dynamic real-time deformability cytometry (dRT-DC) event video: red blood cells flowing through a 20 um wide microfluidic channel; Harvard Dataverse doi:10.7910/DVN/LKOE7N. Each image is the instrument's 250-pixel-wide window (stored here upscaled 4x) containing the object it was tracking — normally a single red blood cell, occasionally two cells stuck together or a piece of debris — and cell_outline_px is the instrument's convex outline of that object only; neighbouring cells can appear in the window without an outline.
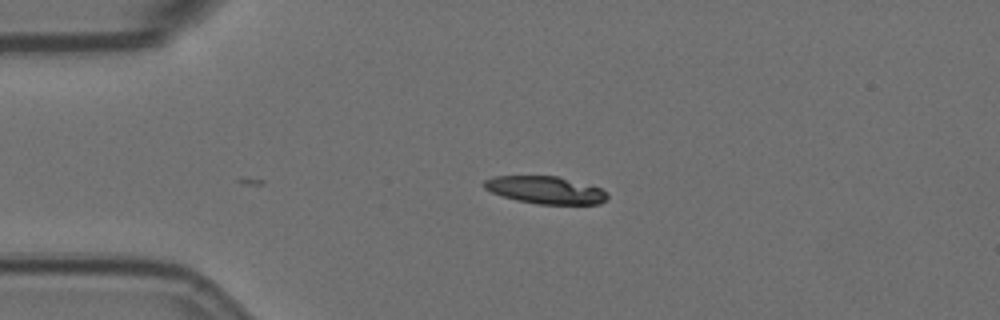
{"species": "Egyptian fruit bat (a non-hibernating species)", "species_latin": "Rousettus aegyptiacus", "temperature_condition": "room temperature", "stored_images_in_passage": 42, "camera_frame_rate_fps": 3000, "um_per_image_px": 0.085, "animal": {"sex": "female"}, "frame": {"image": 1, "passage_image": 1, "time_ms": 0.0, "image_size_px": [1000, 320], "cell_outline_px": [[608, 200], [600, 204], [536, 204], [516, 200], [492, 192], [484, 188], [480, 184], [484, 180], [496, 176], [556, 176], [600, 188], [608, 192]], "centroid_in_image_um": [46.36, 16.16], "position_along_channel_um": 38.6, "area_um2": 19.71}}
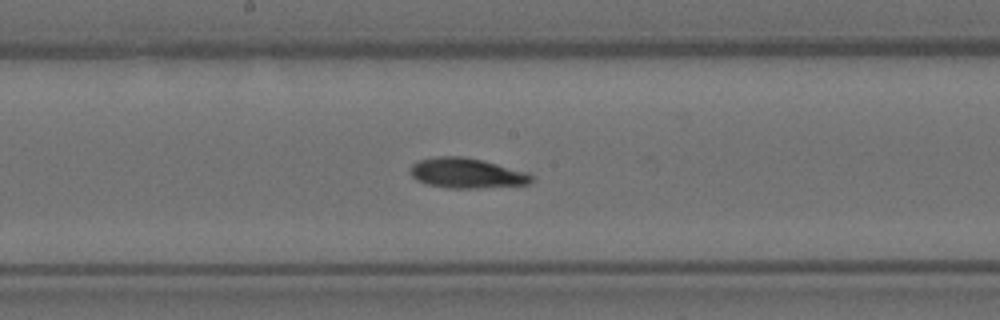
{"frame": {"image": 2, "passage_image": 18, "time_ms": 5.667, "image_size_px": [1000, 320], "cell_outline_px": [[536, 176], [532, 184], [480, 188], [444, 188], [428, 184], [416, 180], [408, 172], [408, 168], [412, 164], [420, 160], [436, 156], [464, 156], [484, 160], [528, 172]], "centroid_in_image_um": [39.7, 14.72], "position_along_channel_um": 208.5, "area_um2": 21.79}}
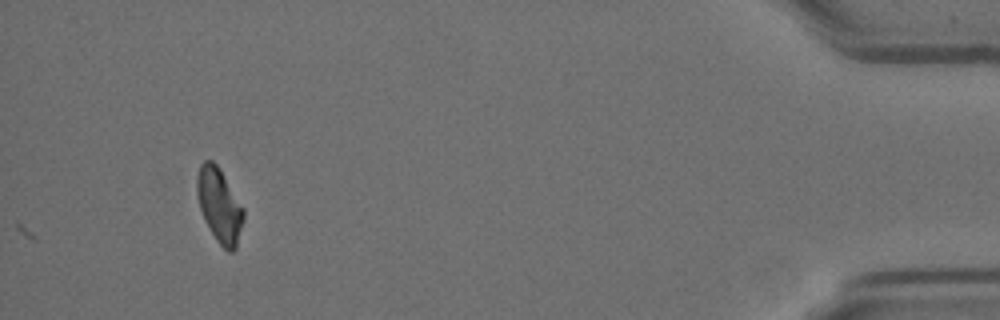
{"frame": {"image": 3, "passage_image": 42, "time_ms": 13.667, "image_size_px": [1000, 320], "cell_outline_px": [[244, 220], [236, 248], [232, 252], [228, 252], [216, 240], [204, 220], [200, 208], [196, 192], [196, 176], [200, 164], [204, 160], [212, 160], [220, 168], [244, 208]], "centroid_in_image_um": [18.65, 17.44], "position_along_channel_um": 416.6, "area_um2": 20.35}, "authors_computed_cell_mechanics": {"area_um2": 20.6924, "velocity_mm_per_s": 3.5066, "shape_relaxation_time_tau1_ms": 4.1372, "shape_relaxation_time_tau2_ms": 5.6446, "deformation_change_tau1": 0.1428, "deformation_change_tau2": 0.0923}}